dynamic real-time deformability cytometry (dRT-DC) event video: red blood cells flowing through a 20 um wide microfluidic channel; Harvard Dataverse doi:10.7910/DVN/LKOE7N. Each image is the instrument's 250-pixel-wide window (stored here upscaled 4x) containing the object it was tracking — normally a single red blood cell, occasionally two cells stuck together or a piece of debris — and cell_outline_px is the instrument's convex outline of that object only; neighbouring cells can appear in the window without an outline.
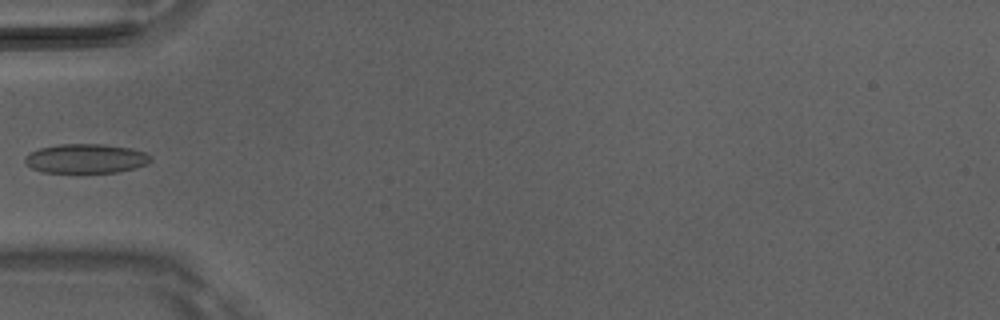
{"species": "Egyptian fruit bat (a non-hibernating species)", "species_latin": "Rousettus aegyptiacus", "temperature_condition": "room temperature", "stored_images_in_passage": 4, "camera_frame_rate_fps": 3000, "um_per_image_px": 0.085, "animal": {"sex": "male"}, "frame": {"image": 1, "passage_image": 4, "time_ms": 1.0, "image_size_px": [1000, 320], "cell_outline_px": [[152, 160], [148, 164], [136, 168], [116, 172], [44, 172], [32, 168], [24, 160], [32, 152], [40, 148], [60, 144], [104, 144], [132, 148], [144, 152], [152, 156]], "centroid_in_image_um": [7.38, 13.47], "position_along_channel_um": 77.6, "area_um2": 21.33}}